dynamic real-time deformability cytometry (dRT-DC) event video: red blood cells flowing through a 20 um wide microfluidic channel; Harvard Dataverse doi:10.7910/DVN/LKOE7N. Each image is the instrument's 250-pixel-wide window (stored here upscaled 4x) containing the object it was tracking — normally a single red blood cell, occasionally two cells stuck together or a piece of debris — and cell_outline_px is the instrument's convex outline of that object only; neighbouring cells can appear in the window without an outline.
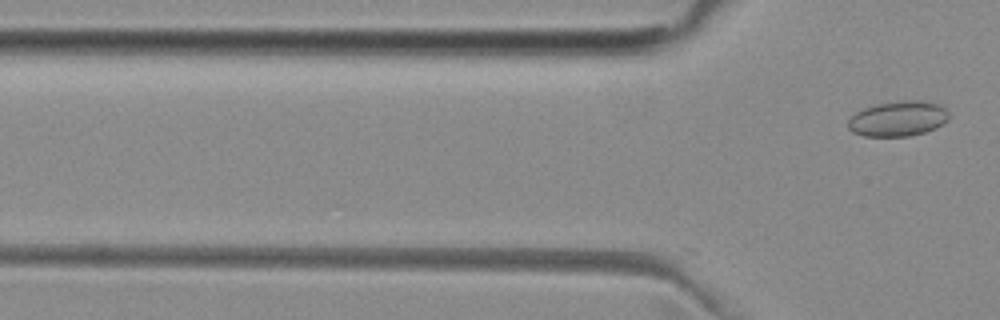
{"species": "common noctule bat (a hibernating species)", "species_latin": "Nyctalus noctula", "temperature_condition": "room temperature", "stored_images_in_passage": 14, "camera_frame_rate_fps": 3000, "um_per_image_px": 0.085, "animal": {"sex": "female", "body_mass_g": 29.2, "forearm_length_mm": 56.3}, "frame": {"image": 1, "passage_image": 14, "time_ms": 4.333, "image_size_px": [1000, 320], "cell_outline_px": [[948, 120], [936, 128], [924, 132], [908, 136], [864, 136], [852, 132], [848, 128], [848, 120], [856, 112], [864, 108], [876, 104], [900, 100], [928, 100], [940, 104], [948, 112]], "centroid_in_image_um": [76.35, 10.07], "position_along_channel_um": 49.5, "area_um2": 20.87}}